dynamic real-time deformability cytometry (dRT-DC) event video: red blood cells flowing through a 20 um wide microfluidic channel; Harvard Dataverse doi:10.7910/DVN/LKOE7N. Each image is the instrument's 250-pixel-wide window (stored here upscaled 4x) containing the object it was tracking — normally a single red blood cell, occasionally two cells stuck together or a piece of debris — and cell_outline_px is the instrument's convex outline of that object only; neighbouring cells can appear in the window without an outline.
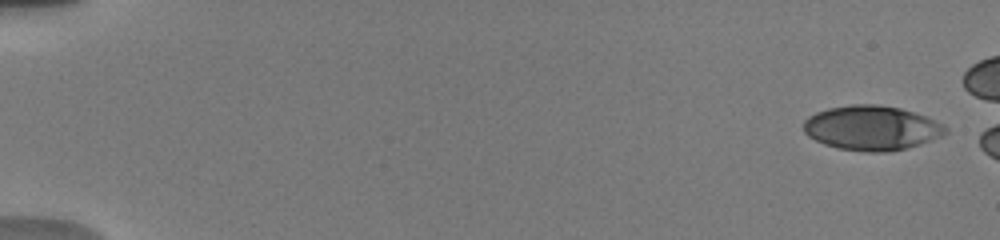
{"species": "human", "species_latin": "Homo sapiens", "temperature_condition": "warm", "stored_images_in_passage": 48, "camera_frame_rate_fps": 3000, "um_per_image_px": 0.085, "donor": {"sex": "male"}, "frame": {"image": 1, "passage_image": 1, "time_ms": 0.0, "image_size_px": [1000, 240], "cell_outline_px": [[948, 132], [944, 136], [904, 148], [888, 152], [868, 152], [836, 148], [824, 144], [808, 136], [804, 132], [804, 120], [808, 116], [816, 112], [828, 108], [852, 104], [876, 104], [900, 108], [924, 116], [944, 124], [948, 128]], "centroid_in_image_um": [74.08, 10.87], "position_along_channel_um": 10.9, "area_um2": 36.88}}
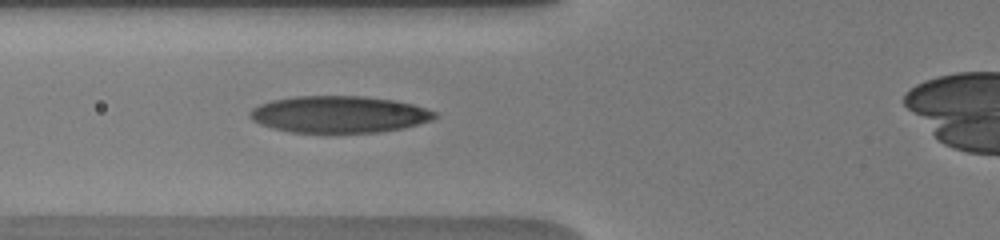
{"frame": {"image": 2, "passage_image": 33, "time_ms": 6.667, "image_size_px": [1000, 240], "cell_outline_px": [[440, 116], [432, 120], [404, 128], [376, 132], [292, 132], [260, 124], [252, 120], [248, 116], [248, 112], [252, 108], [260, 104], [272, 100], [296, 96], [364, 96], [396, 100], [428, 108], [436, 112]], "centroid_in_image_um": [28.86, 9.71], "position_along_channel_um": 96.9, "area_um2": 39.71}}
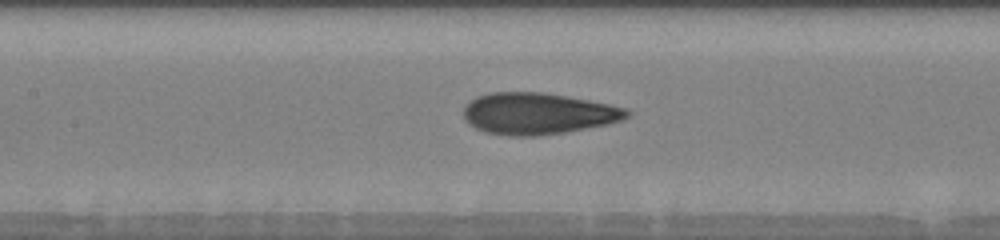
{"frame": {"image": 3, "passage_image": 43, "time_ms": 8.333, "image_size_px": [1000, 240], "cell_outline_px": [[632, 112], [624, 120], [608, 124], [564, 132], [536, 136], [508, 136], [484, 132], [468, 124], [464, 120], [464, 108], [476, 96], [488, 92], [544, 92], [588, 100], [628, 108]], "centroid_in_image_um": [45.72, 9.65], "position_along_channel_um": 161.7, "area_um2": 39.71}}